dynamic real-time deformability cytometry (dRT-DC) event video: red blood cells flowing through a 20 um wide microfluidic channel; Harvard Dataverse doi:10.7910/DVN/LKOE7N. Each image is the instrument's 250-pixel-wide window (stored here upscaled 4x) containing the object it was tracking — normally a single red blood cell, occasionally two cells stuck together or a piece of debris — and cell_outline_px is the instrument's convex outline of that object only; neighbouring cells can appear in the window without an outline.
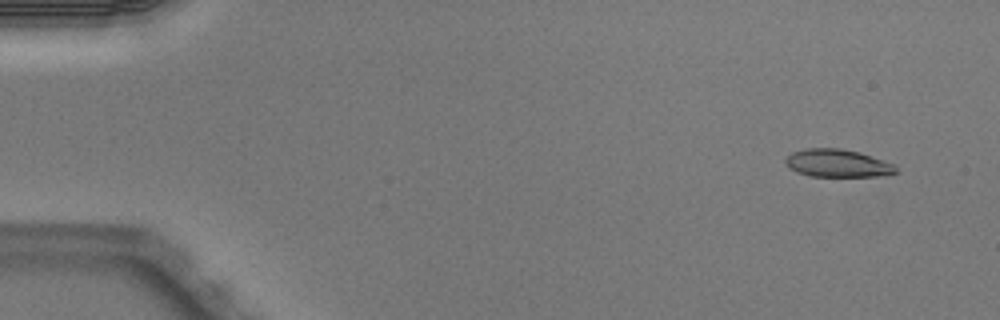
{"species": "Egyptian fruit bat (a non-hibernating species)", "species_latin": "Rousettus aegyptiacus", "temperature_condition": "warm", "stored_images_in_passage": 4, "camera_frame_rate_fps": 3000, "um_per_image_px": 0.085, "animal": {"sex": "male"}, "frame": {"image": 1, "passage_image": 2, "time_ms": 0.333, "image_size_px": [1000, 320], "cell_outline_px": [[896, 172], [888, 176], [808, 176], [796, 172], [788, 168], [784, 160], [792, 152], [808, 148], [840, 148], [860, 152], [896, 164]], "centroid_in_image_um": [71.21, 13.88], "position_along_channel_um": 13.8, "area_um2": 18.09}}
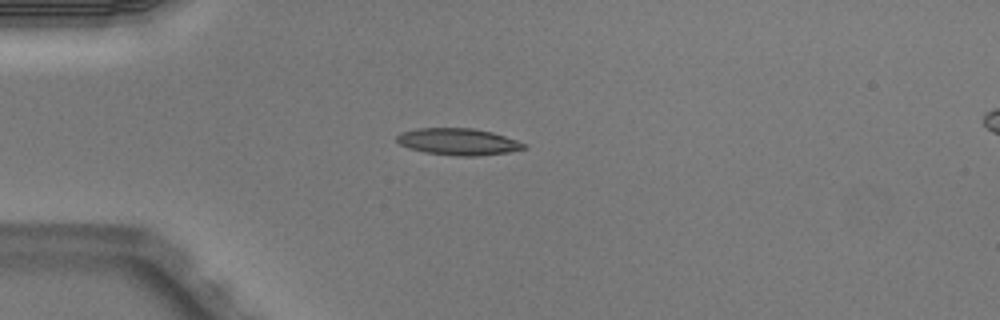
{"frame": {"image": 2, "passage_image": 4, "time_ms": 1.0, "image_size_px": [1000, 320], "cell_outline_px": [[528, 148], [508, 152], [476, 156], [456, 156], [424, 152], [408, 148], [400, 144], [396, 140], [396, 136], [400, 132], [416, 128], [472, 128], [492, 132], [528, 144]], "centroid_in_image_um": [38.94, 12.04], "position_along_channel_um": 46.1, "area_um2": 19.94}}